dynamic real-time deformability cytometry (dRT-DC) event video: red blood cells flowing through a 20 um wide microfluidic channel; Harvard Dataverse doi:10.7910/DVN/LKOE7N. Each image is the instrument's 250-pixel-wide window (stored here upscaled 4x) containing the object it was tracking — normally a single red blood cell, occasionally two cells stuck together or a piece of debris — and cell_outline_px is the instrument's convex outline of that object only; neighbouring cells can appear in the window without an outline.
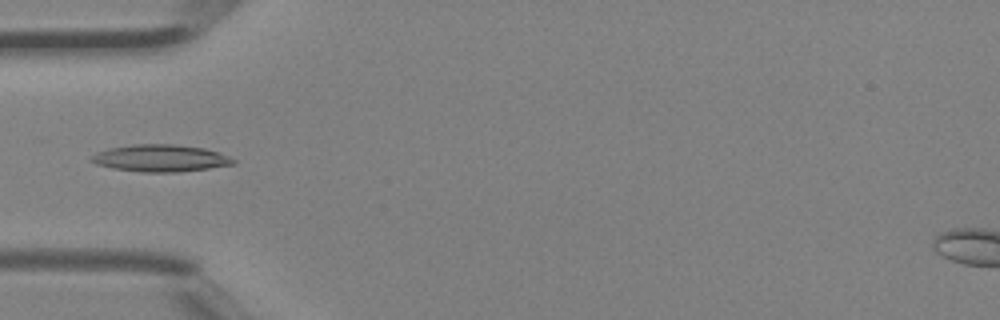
{"species": "Egyptian fruit bat (a non-hibernating species)", "species_latin": "Rousettus aegyptiacus", "temperature_condition": "room temperature", "stored_images_in_passage": 31, "camera_frame_rate_fps": 3000, "um_per_image_px": 0.085, "animal": {"sex": "female"}, "frame": {"image": 1, "passage_image": 1, "time_ms": 0.0, "image_size_px": [1000, 320], "cell_outline_px": [[236, 164], [208, 168], [176, 172], [140, 172], [112, 168], [96, 164], [88, 160], [96, 152], [108, 148], [132, 144], [176, 144], [204, 148], [228, 156], [236, 160]], "centroid_in_image_um": [13.6, 13.44], "position_along_channel_um": 71.4, "area_um2": 22.43}}
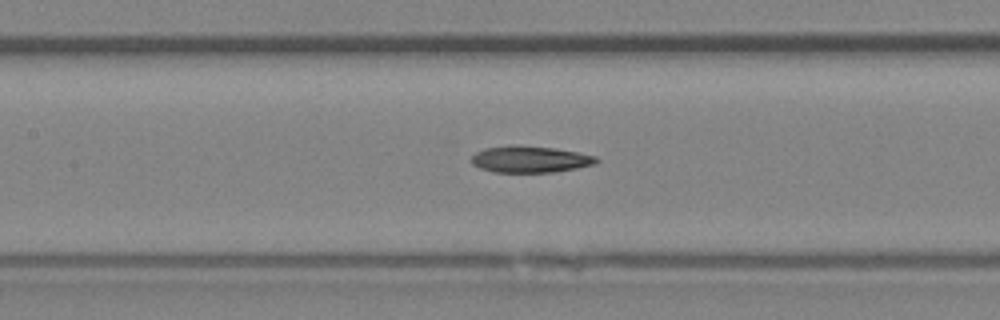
{"frame": {"image": 2, "passage_image": 7, "time_ms": 2.0, "image_size_px": [1000, 320], "cell_outline_px": [[600, 160], [596, 164], [576, 168], [552, 172], [492, 172], [480, 168], [472, 164], [472, 156], [476, 152], [484, 148], [552, 148], [576, 152], [596, 156]], "centroid_in_image_um": [45.1, 13.59], "position_along_channel_um": 162.3, "area_um2": 18.38}}
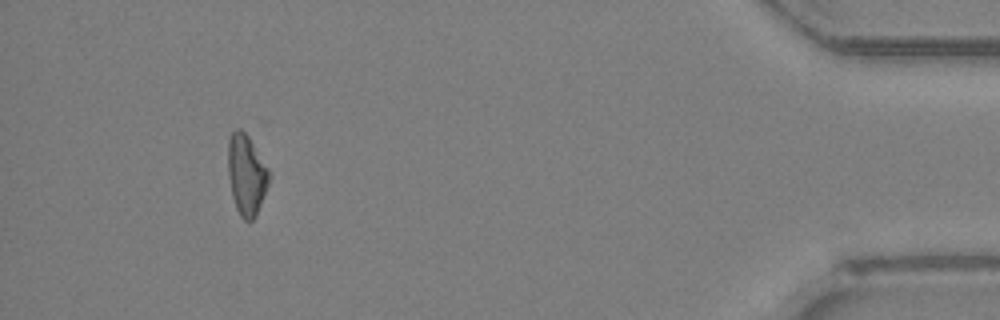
{"frame": {"image": 3, "passage_image": 28, "time_ms": 9.0, "image_size_px": [1000, 320], "cell_outline_px": [[268, 184], [264, 196], [256, 216], [252, 220], [244, 220], [240, 216], [236, 208], [232, 196], [228, 176], [228, 140], [232, 132], [236, 128], [240, 128], [248, 136], [268, 168]], "centroid_in_image_um": [20.92, 14.86], "position_along_channel_um": 414.3, "area_um2": 19.07}}